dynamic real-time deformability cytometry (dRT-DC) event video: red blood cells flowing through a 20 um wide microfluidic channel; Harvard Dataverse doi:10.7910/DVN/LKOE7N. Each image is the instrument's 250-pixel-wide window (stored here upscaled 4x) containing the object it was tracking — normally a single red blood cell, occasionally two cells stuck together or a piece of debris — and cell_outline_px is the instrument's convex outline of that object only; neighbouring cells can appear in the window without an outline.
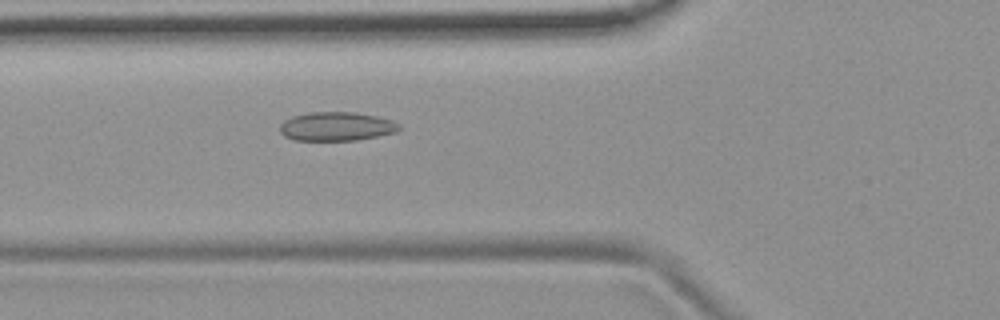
{"species": "common noctule bat (a hibernating species)", "species_latin": "Nyctalus noctula", "temperature_condition": "room temperature", "stored_images_in_passage": 54, "camera_frame_rate_fps": 3000, "um_per_image_px": 0.085, "animal": {"sex": "female", "body_mass_g": 19.9}, "frame": {"image": 1, "passage_image": 20, "time_ms": 6.333, "image_size_px": [1000, 320], "cell_outline_px": [[400, 128], [396, 132], [356, 140], [292, 140], [284, 136], [280, 132], [280, 124], [284, 120], [292, 116], [308, 112], [356, 112], [376, 116], [392, 120], [400, 124]], "centroid_in_image_um": [28.57, 10.74], "position_along_channel_um": 97.2, "area_um2": 20.11}}
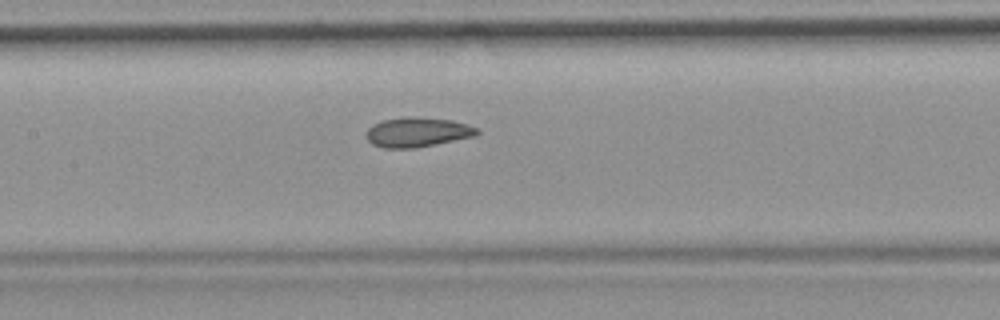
{"frame": {"image": 2, "passage_image": 26, "time_ms": 8.333, "image_size_px": [1000, 320], "cell_outline_px": [[480, 132], [476, 136], [416, 148], [384, 148], [372, 144], [368, 140], [368, 128], [372, 124], [384, 120], [408, 116], [452, 120], [468, 124], [476, 128]], "centroid_in_image_um": [35.5, 11.24], "position_along_channel_um": 171.9, "area_um2": 19.07}}
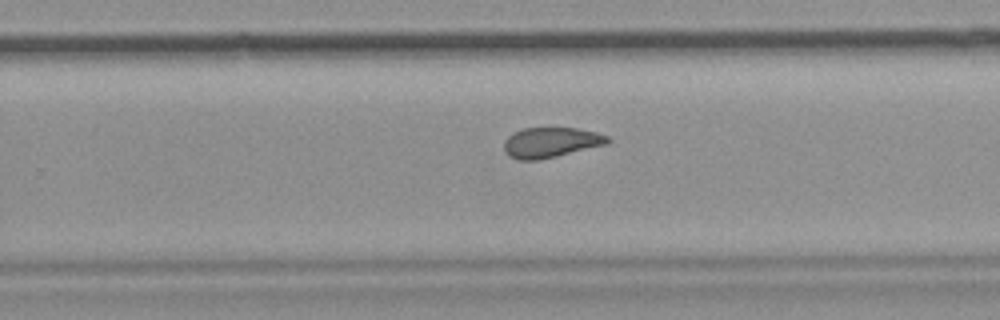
{"frame": {"image": 3, "passage_image": 35, "time_ms": 11.333, "image_size_px": [1000, 320], "cell_outline_px": [[612, 140], [608, 144], [556, 156], [536, 160], [520, 160], [508, 156], [504, 152], [504, 140], [512, 132], [524, 128], [576, 128], [596, 132], [608, 136]], "centroid_in_image_um": [46.81, 12.1], "position_along_channel_um": 283.0, "area_um2": 18.32}, "authors_computed_cell_mechanics": {"area_um2": 19.4208, "velocity_mm_per_s": 3.7212, "shape_relaxation_time_tau1_ms": null, "shape_relaxation_time_tau2_ms": 2.8199, "deformation_change_tau1": null, "deformation_change_tau2": 0.0919}}